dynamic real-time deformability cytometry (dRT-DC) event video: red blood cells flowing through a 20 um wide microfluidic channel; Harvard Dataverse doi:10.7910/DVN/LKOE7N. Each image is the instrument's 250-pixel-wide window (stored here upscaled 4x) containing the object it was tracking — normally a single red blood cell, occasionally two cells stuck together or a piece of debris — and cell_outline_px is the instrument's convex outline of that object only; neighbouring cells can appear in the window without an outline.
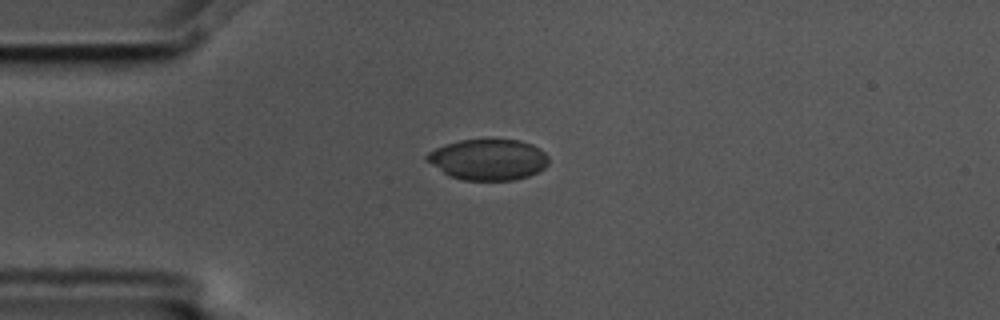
{"species": "common noctule bat (a hibernating species)", "species_latin": "Nyctalus noctula", "temperature_condition": "cold", "stored_images_in_passage": 2, "camera_frame_rate_fps": 3000, "um_per_image_px": 0.085, "animal": {"sex": "male", "body_mass_g": 17.5, "forearm_length_mm": 52.3}, "frame": {"image": 1, "passage_image": 1, "time_ms": 0.0, "image_size_px": [1000, 320], "cell_outline_px": [[548, 164], [544, 168], [528, 176], [512, 180], [464, 180], [448, 176], [424, 160], [424, 156], [428, 152], [444, 144], [460, 140], [488, 136], [520, 140], [532, 144], [540, 148], [548, 156]], "centroid_in_image_um": [41.46, 13.51], "position_along_channel_um": 43.5, "area_um2": 30.06}}